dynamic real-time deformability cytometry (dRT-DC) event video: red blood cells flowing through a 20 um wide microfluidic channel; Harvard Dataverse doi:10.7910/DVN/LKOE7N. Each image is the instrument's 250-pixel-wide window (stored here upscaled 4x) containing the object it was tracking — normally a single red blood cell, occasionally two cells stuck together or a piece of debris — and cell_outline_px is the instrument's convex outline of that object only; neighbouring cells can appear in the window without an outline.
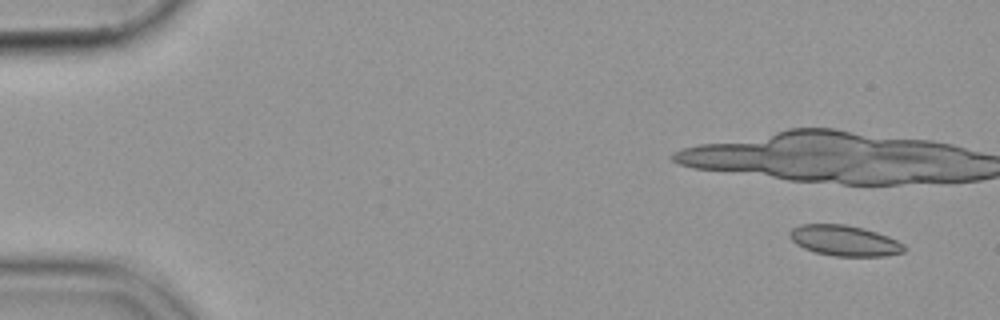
{"species": "common noctule bat (a hibernating species)", "species_latin": "Nyctalus noctula", "temperature_condition": "cold", "stored_images_in_passage": 21, "camera_frame_rate_fps": 3000, "um_per_image_px": 0.085, "animal": {"sex": "female", "body_mass_g": 19.9}, "frame": {"image": 1, "passage_image": 4, "time_ms": 1.0, "image_size_px": [1000, 320], "cell_outline_px": [[904, 252], [884, 256], [832, 256], [816, 252], [804, 248], [796, 244], [788, 236], [788, 232], [792, 228], [800, 224], [844, 224], [876, 232], [888, 236], [904, 244]], "centroid_in_image_um": [71.74, 20.45], "position_along_channel_um": 13.3, "area_um2": 20.35}}